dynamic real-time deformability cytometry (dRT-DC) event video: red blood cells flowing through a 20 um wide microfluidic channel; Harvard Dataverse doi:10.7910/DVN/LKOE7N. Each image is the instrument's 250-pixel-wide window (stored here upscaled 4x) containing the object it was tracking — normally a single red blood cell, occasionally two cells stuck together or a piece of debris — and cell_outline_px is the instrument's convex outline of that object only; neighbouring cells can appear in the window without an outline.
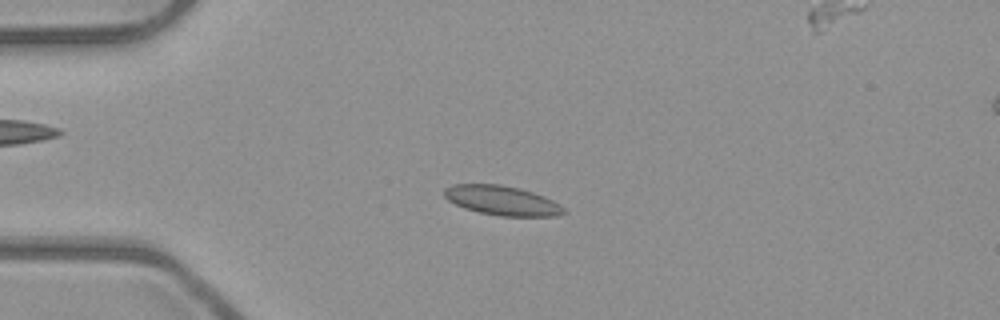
{"species": "common noctule bat (a hibernating species)", "species_latin": "Nyctalus noctula", "temperature_condition": "room temperature", "stored_images_in_passage": 42, "camera_frame_rate_fps": 3000, "um_per_image_px": 0.085, "animal": {"sex": "male", "body_mass_g": 23.1, "forearm_length_mm": 52.7}, "frame": {"image": 1, "passage_image": 2, "time_ms": 0.333, "image_size_px": [1000, 320], "cell_outline_px": [[568, 212], [556, 216], [500, 216], [480, 212], [464, 208], [448, 200], [444, 196], [444, 188], [452, 184], [500, 184], [520, 188], [544, 196], [560, 204]], "centroid_in_image_um": [42.68, 17.04], "position_along_channel_um": 42.3, "area_um2": 20.58}}
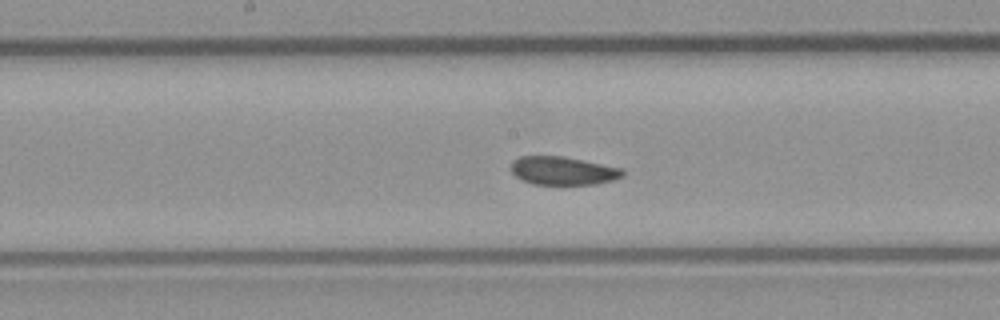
{"frame": {"image": 2, "passage_image": 16, "time_ms": 5.0, "image_size_px": [1000, 320], "cell_outline_px": [[624, 176], [612, 180], [596, 184], [532, 184], [516, 176], [512, 172], [512, 160], [520, 156], [560, 156], [624, 168]], "centroid_in_image_um": [47.87, 14.51], "position_along_channel_um": 200.3, "area_um2": 18.26}}
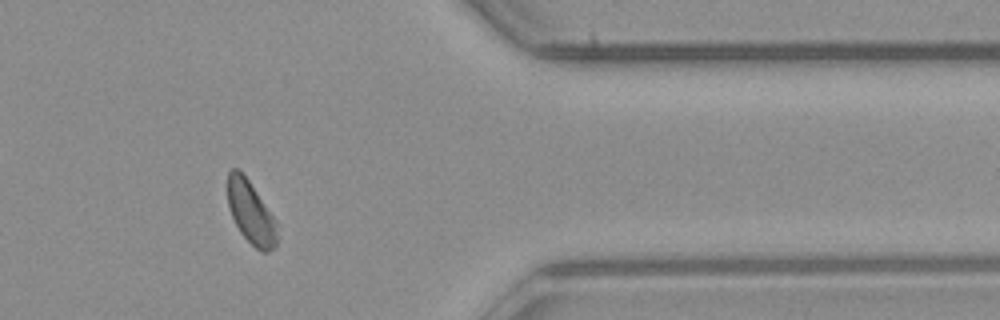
{"frame": {"image": 3, "passage_image": 32, "time_ms": 10.333, "image_size_px": [1000, 320], "cell_outline_px": [[276, 244], [268, 252], [260, 252], [240, 232], [232, 216], [228, 204], [228, 172], [232, 168], [236, 168], [248, 180], [276, 220]], "centroid_in_image_um": [21.31, 18.08], "position_along_channel_um": 390.1, "area_um2": 17.57}, "authors_computed_cell_mechanics": {"area_um2": 19.2185, "velocity_mm_per_s": 3.9418, "shape_relaxation_time_tau1_ms": 6.4795, "shape_relaxation_time_tau2_ms": 1.8739, "deformation_change_tau1": 0.093, "deformation_change_tau2": 0.055}}